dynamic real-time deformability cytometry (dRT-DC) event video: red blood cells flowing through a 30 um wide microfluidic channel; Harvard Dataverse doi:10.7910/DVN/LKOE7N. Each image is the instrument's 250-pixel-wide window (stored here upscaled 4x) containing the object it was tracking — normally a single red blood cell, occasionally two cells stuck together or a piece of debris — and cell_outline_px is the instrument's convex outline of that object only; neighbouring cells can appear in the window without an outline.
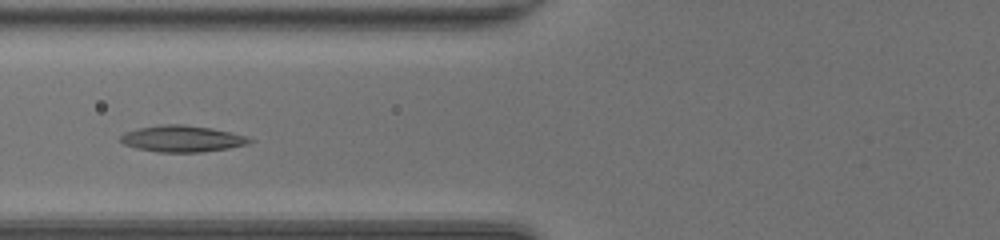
{"species": "common noctule bat (a hibernating species)", "species_latin": "Nyctalus noctula", "temperature_condition": "room temperature", "stored_images_in_passage": 42, "camera_frame_rate_fps": 3000, "um_per_image_px": 0.085, "animal": {"sex": "female", "body_mass_g": 20.0, "forearm_length_mm": 54.0}, "frame": {"image": 1, "passage_image": 14, "time_ms": 4.333, "image_size_px": [1000, 240], "cell_outline_px": [[256, 140], [248, 144], [228, 148], [200, 152], [160, 152], [136, 148], [124, 144], [116, 140], [124, 132], [136, 128], [160, 124], [184, 124], [212, 128], [232, 132], [248, 136]], "centroid_in_image_um": [15.47, 11.78], "position_along_channel_um": 110.3, "area_um2": 20.23}}
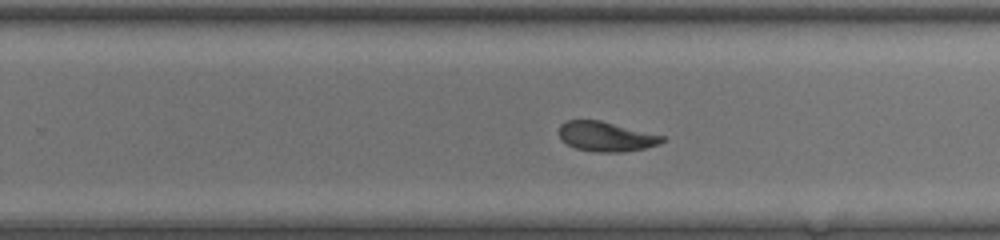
{"frame": {"image": 2, "passage_image": 26, "time_ms": 8.333, "image_size_px": [1000, 240], "cell_outline_px": [[664, 140], [660, 144], [644, 148], [624, 152], [596, 152], [576, 148], [560, 140], [560, 124], [564, 120], [600, 120], [664, 136]], "centroid_in_image_um": [51.49, 11.6], "position_along_channel_um": 278.3, "area_um2": 17.8}}
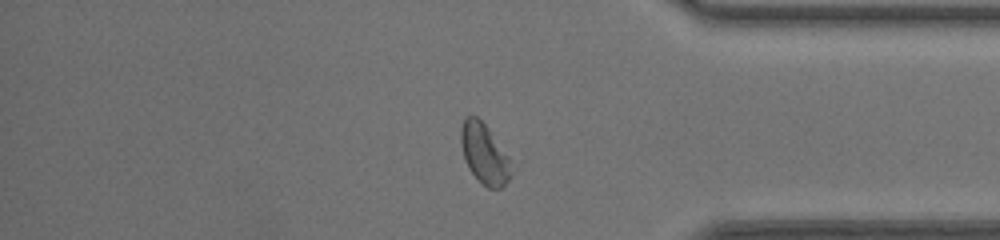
{"frame": {"image": 3, "passage_image": 35, "time_ms": 11.333, "image_size_px": [1000, 240], "cell_outline_px": [[512, 176], [500, 188], [488, 188], [468, 168], [460, 144], [460, 128], [464, 120], [468, 116], [476, 116], [488, 128], [508, 156]], "centroid_in_image_um": [41.15, 13.06], "position_along_channel_um": 394.0, "area_um2": 17.22}, "authors_computed_cell_mechanics": {"area_um2": 19.1029, "velocity_mm_per_s": 4.2133, "shape_relaxation_time_tau1_ms": 4.4812, "shape_relaxation_time_tau2_ms": 2.2078, "deformation_change_tau1": 0.1493, "deformation_change_tau2": 0.0907}}